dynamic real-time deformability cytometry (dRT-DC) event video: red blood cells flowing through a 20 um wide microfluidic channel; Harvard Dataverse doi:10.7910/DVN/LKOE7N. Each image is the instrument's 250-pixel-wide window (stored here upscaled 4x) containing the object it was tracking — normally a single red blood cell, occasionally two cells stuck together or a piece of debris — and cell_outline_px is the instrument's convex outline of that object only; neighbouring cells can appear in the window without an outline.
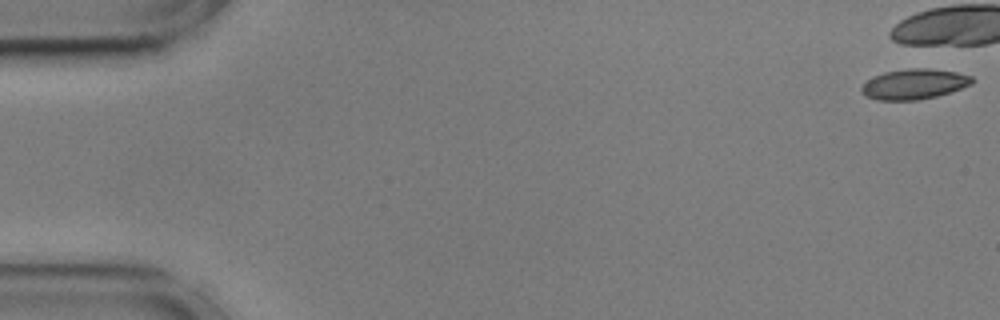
{"species": "common noctule bat (a hibernating species)", "species_latin": "Nyctalus noctula", "temperature_condition": "cold", "stored_images_in_passage": 3, "camera_frame_rate_fps": 3000, "um_per_image_px": 0.085, "animal": {"sex": "male", "body_mass_g": 17.9, "forearm_length_mm": 54.2}, "frame": {"image": 1, "passage_image": 1, "time_ms": 0.0, "image_size_px": [1000, 320], "cell_outline_px": [[976, 80], [972, 84], [936, 96], [916, 100], [876, 100], [860, 92], [860, 88], [868, 80], [884, 72], [908, 68], [928, 68], [956, 72], [972, 76]], "centroid_in_image_um": [77.71, 7.14], "position_along_channel_um": 7.3, "area_um2": 19.36}}